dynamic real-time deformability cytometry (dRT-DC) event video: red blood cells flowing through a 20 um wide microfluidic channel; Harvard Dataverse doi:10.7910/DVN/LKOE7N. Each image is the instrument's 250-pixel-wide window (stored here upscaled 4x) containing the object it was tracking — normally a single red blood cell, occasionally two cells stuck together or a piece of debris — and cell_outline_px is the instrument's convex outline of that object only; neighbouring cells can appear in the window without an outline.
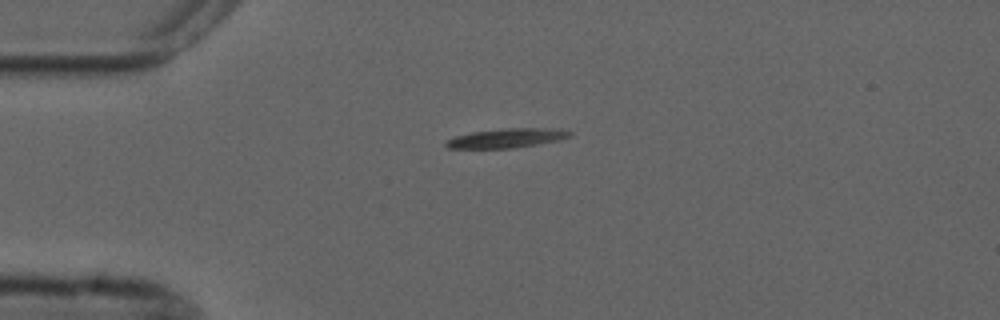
{"species": "common noctule bat (a hibernating species)", "species_latin": "Nyctalus noctula", "temperature_condition": "cold", "stored_images_in_passage": 3, "camera_frame_rate_fps": 3000, "um_per_image_px": 0.085, "animal": {"sex": "male", "forearm_length_mm": 52.5}, "frame": {"image": 1, "passage_image": 1, "time_ms": 0.0, "image_size_px": [1000, 320], "cell_outline_px": [[572, 136], [560, 140], [512, 148], [448, 148], [444, 144], [448, 140], [456, 136], [472, 132], [508, 128], [560, 128], [572, 132]], "centroid_in_image_um": [43.14, 11.73], "position_along_channel_um": 41.9, "area_um2": 13.81}}